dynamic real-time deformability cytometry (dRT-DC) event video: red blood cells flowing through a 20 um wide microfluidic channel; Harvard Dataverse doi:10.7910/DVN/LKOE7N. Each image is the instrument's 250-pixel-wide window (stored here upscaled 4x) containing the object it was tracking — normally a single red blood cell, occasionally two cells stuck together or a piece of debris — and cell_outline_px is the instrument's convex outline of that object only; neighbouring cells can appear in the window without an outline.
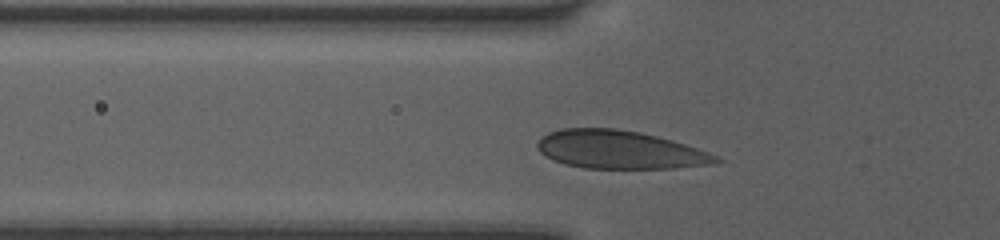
{"species": "human", "species_latin": "Homo sapiens", "temperature_condition": "room temperature", "stored_images_in_passage": 37, "camera_frame_rate_fps": 3000, "um_per_image_px": 0.085, "donor": {"sex": "female"}, "frame": {"image": 1, "passage_image": 10, "time_ms": 3.0, "image_size_px": [1000, 240], "cell_outline_px": [[724, 160], [708, 164], [672, 168], [584, 168], [564, 164], [552, 160], [540, 152], [536, 148], [536, 144], [548, 132], [560, 128], [616, 128], [640, 132], [672, 140], [708, 152]], "centroid_in_image_um": [52.61, 12.72], "position_along_channel_um": 73.2, "area_um2": 39.59}}
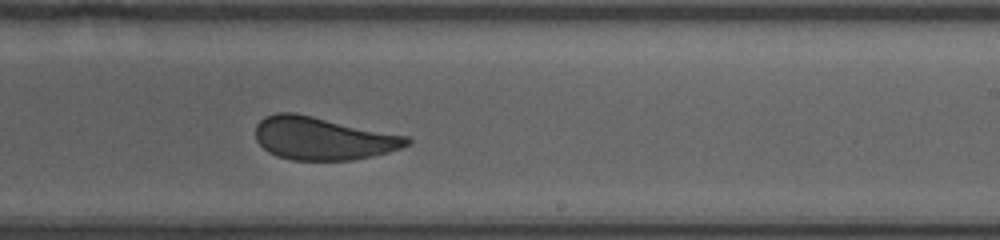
{"frame": {"image": 2, "passage_image": 24, "time_ms": 7.667, "image_size_px": [1000, 240], "cell_outline_px": [[412, 140], [408, 144], [400, 148], [388, 152], [372, 156], [352, 160], [292, 160], [276, 156], [268, 152], [256, 140], [256, 124], [264, 116], [276, 112], [296, 112], [408, 136]], "centroid_in_image_um": [27.42, 11.75], "position_along_channel_um": 261.6, "area_um2": 38.03}}
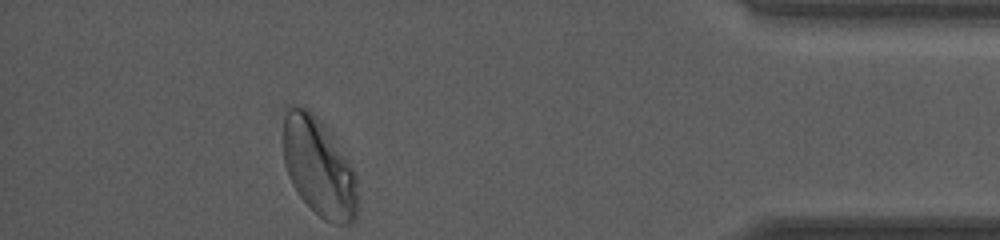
{"frame": {"image": 3, "passage_image": 37, "time_ms": 12.0, "image_size_px": [1000, 240], "cell_outline_px": [[360, 204], [356, 220], [352, 224], [332, 224], [324, 220], [296, 192], [288, 176], [284, 164], [284, 108], [292, 104], [304, 108], [308, 112], [356, 172]], "centroid_in_image_um": [27.12, 14.36], "position_along_channel_um": 408.1, "area_um2": 41.79}, "authors_computed_cell_mechanics": {"area_um2": 38.2058, "velocity_mm_per_s": 4.0441, "shape_relaxation_time_tau1_ms": 6.1086, "shape_relaxation_time_tau2_ms": null, "deformation_change_tau1": 0.1127, "deformation_change_tau2": null}}